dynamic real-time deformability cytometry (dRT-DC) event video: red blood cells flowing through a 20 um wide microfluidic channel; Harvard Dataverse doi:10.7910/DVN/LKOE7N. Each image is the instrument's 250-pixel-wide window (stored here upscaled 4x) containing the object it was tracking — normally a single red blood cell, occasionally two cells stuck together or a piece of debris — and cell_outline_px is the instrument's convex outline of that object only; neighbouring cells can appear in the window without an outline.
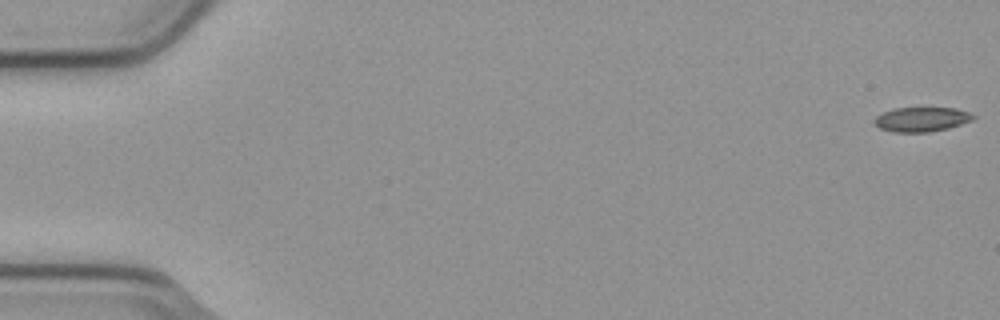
{"species": "common noctule bat (a hibernating species)", "species_latin": "Nyctalus noctula", "temperature_condition": "cold", "stored_images_in_passage": 8, "camera_frame_rate_fps": 3000, "um_per_image_px": 0.085, "animal": {"sex": "male", "body_mass_g": 23.1, "forearm_length_mm": 52.7}, "frame": {"image": 1, "passage_image": 1, "time_ms": 0.0, "image_size_px": [1000, 320], "cell_outline_px": [[976, 116], [972, 120], [948, 128], [928, 132], [892, 132], [880, 128], [872, 120], [876, 116], [884, 112], [896, 108], [956, 108], [968, 112]], "centroid_in_image_um": [78.32, 10.14], "position_along_channel_um": 6.7, "area_um2": 13.99}}
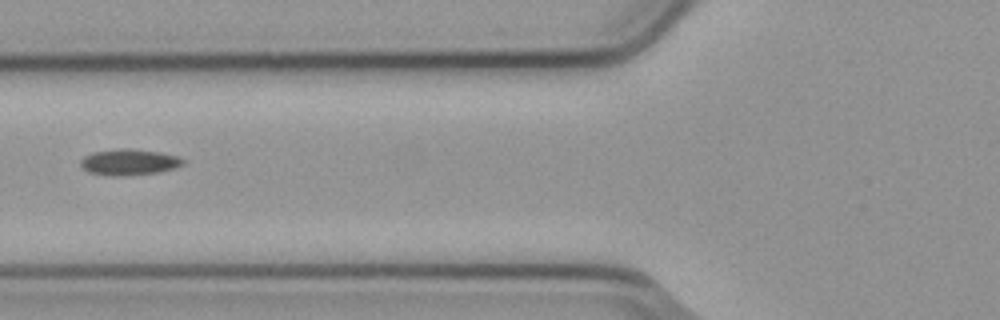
{"frame": {"image": 2, "passage_image": 7, "time_ms": 2.0, "image_size_px": [1000, 320], "cell_outline_px": [[184, 164], [172, 168], [156, 172], [88, 172], [80, 164], [80, 160], [84, 156], [92, 152], [120, 148], [124, 148], [160, 152], [176, 156], [184, 160]], "centroid_in_image_um": [10.98, 13.69], "position_along_channel_um": 114.8, "area_um2": 14.22}}
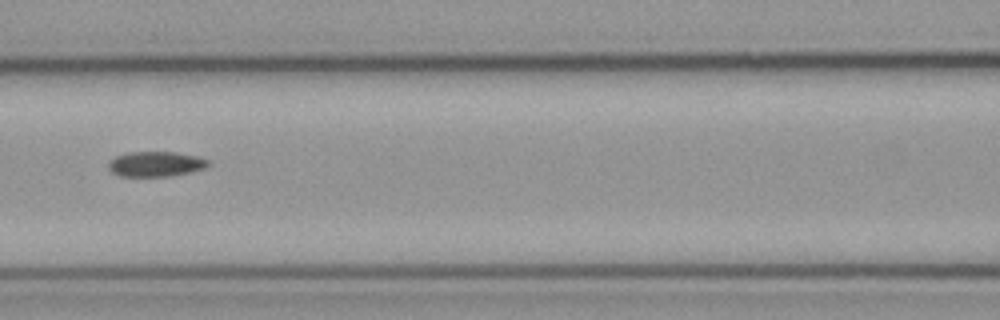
{"frame": {"image": 3, "passage_image": 8, "time_ms": 2.333, "image_size_px": [1000, 320], "cell_outline_px": [[212, 164], [204, 168], [188, 172], [168, 176], [120, 176], [112, 172], [108, 168], [108, 164], [116, 156], [132, 152], [176, 152], [196, 156], [208, 160]], "centroid_in_image_um": [13.25, 13.94], "position_along_channel_um": 153.4, "area_um2": 14.39}}